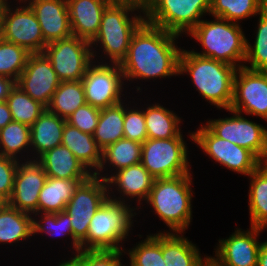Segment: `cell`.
<instances>
[{"label":"cell","instance_id":"35","mask_svg":"<svg viewBox=\"0 0 267 266\" xmlns=\"http://www.w3.org/2000/svg\"><path fill=\"white\" fill-rule=\"evenodd\" d=\"M0 155L17 158V154L31 147L30 126L17 121H11L0 129Z\"/></svg>","mask_w":267,"mask_h":266},{"label":"cell","instance_id":"44","mask_svg":"<svg viewBox=\"0 0 267 266\" xmlns=\"http://www.w3.org/2000/svg\"><path fill=\"white\" fill-rule=\"evenodd\" d=\"M154 0H109L112 5L129 6L135 10H141L145 15L150 9Z\"/></svg>","mask_w":267,"mask_h":266},{"label":"cell","instance_id":"1","mask_svg":"<svg viewBox=\"0 0 267 266\" xmlns=\"http://www.w3.org/2000/svg\"><path fill=\"white\" fill-rule=\"evenodd\" d=\"M180 35L144 22L133 34L126 57L119 64L125 80L179 75Z\"/></svg>","mask_w":267,"mask_h":266},{"label":"cell","instance_id":"7","mask_svg":"<svg viewBox=\"0 0 267 266\" xmlns=\"http://www.w3.org/2000/svg\"><path fill=\"white\" fill-rule=\"evenodd\" d=\"M210 14V0H154L144 15L145 22L166 31L187 34Z\"/></svg>","mask_w":267,"mask_h":266},{"label":"cell","instance_id":"24","mask_svg":"<svg viewBox=\"0 0 267 266\" xmlns=\"http://www.w3.org/2000/svg\"><path fill=\"white\" fill-rule=\"evenodd\" d=\"M62 145L66 146L75 157L81 161L89 171L100 175L98 172L102 163V149L97 145L93 135L84 133L76 127L65 123L62 134ZM97 170V171H96Z\"/></svg>","mask_w":267,"mask_h":266},{"label":"cell","instance_id":"28","mask_svg":"<svg viewBox=\"0 0 267 266\" xmlns=\"http://www.w3.org/2000/svg\"><path fill=\"white\" fill-rule=\"evenodd\" d=\"M7 202L0 208V243H15L33 235V217Z\"/></svg>","mask_w":267,"mask_h":266},{"label":"cell","instance_id":"49","mask_svg":"<svg viewBox=\"0 0 267 266\" xmlns=\"http://www.w3.org/2000/svg\"><path fill=\"white\" fill-rule=\"evenodd\" d=\"M4 10V0H0V39H2V17Z\"/></svg>","mask_w":267,"mask_h":266},{"label":"cell","instance_id":"36","mask_svg":"<svg viewBox=\"0 0 267 266\" xmlns=\"http://www.w3.org/2000/svg\"><path fill=\"white\" fill-rule=\"evenodd\" d=\"M127 253L131 266H166L162 254V233L147 235L146 239Z\"/></svg>","mask_w":267,"mask_h":266},{"label":"cell","instance_id":"38","mask_svg":"<svg viewBox=\"0 0 267 266\" xmlns=\"http://www.w3.org/2000/svg\"><path fill=\"white\" fill-rule=\"evenodd\" d=\"M254 45L246 40V57L244 62H249L250 67L245 68L256 71H267V11L260 14Z\"/></svg>","mask_w":267,"mask_h":266},{"label":"cell","instance_id":"14","mask_svg":"<svg viewBox=\"0 0 267 266\" xmlns=\"http://www.w3.org/2000/svg\"><path fill=\"white\" fill-rule=\"evenodd\" d=\"M9 7L8 1L4 0L2 39L25 48L31 54L43 53L47 43L32 9L27 5L11 11Z\"/></svg>","mask_w":267,"mask_h":266},{"label":"cell","instance_id":"11","mask_svg":"<svg viewBox=\"0 0 267 266\" xmlns=\"http://www.w3.org/2000/svg\"><path fill=\"white\" fill-rule=\"evenodd\" d=\"M190 138L216 162L237 173L249 176L262 164L251 151L216 136L206 124L191 132Z\"/></svg>","mask_w":267,"mask_h":266},{"label":"cell","instance_id":"43","mask_svg":"<svg viewBox=\"0 0 267 266\" xmlns=\"http://www.w3.org/2000/svg\"><path fill=\"white\" fill-rule=\"evenodd\" d=\"M124 250H85V266H120Z\"/></svg>","mask_w":267,"mask_h":266},{"label":"cell","instance_id":"16","mask_svg":"<svg viewBox=\"0 0 267 266\" xmlns=\"http://www.w3.org/2000/svg\"><path fill=\"white\" fill-rule=\"evenodd\" d=\"M263 228L251 226L249 230L236 229L229 238L219 240L214 257H209V266H257L262 242L257 240Z\"/></svg>","mask_w":267,"mask_h":266},{"label":"cell","instance_id":"26","mask_svg":"<svg viewBox=\"0 0 267 266\" xmlns=\"http://www.w3.org/2000/svg\"><path fill=\"white\" fill-rule=\"evenodd\" d=\"M87 179H58L47 177L39 194L37 213H59L65 211L78 185Z\"/></svg>","mask_w":267,"mask_h":266},{"label":"cell","instance_id":"18","mask_svg":"<svg viewBox=\"0 0 267 266\" xmlns=\"http://www.w3.org/2000/svg\"><path fill=\"white\" fill-rule=\"evenodd\" d=\"M47 179L42 165L35 159L18 163L13 193L7 203L28 214L37 213L39 194Z\"/></svg>","mask_w":267,"mask_h":266},{"label":"cell","instance_id":"37","mask_svg":"<svg viewBox=\"0 0 267 266\" xmlns=\"http://www.w3.org/2000/svg\"><path fill=\"white\" fill-rule=\"evenodd\" d=\"M30 54L25 48L0 39V75L17 82Z\"/></svg>","mask_w":267,"mask_h":266},{"label":"cell","instance_id":"46","mask_svg":"<svg viewBox=\"0 0 267 266\" xmlns=\"http://www.w3.org/2000/svg\"><path fill=\"white\" fill-rule=\"evenodd\" d=\"M12 121L10 109L6 101H0V129Z\"/></svg>","mask_w":267,"mask_h":266},{"label":"cell","instance_id":"31","mask_svg":"<svg viewBox=\"0 0 267 266\" xmlns=\"http://www.w3.org/2000/svg\"><path fill=\"white\" fill-rule=\"evenodd\" d=\"M86 103L81 81H61L46 109L66 120L77 108Z\"/></svg>","mask_w":267,"mask_h":266},{"label":"cell","instance_id":"10","mask_svg":"<svg viewBox=\"0 0 267 266\" xmlns=\"http://www.w3.org/2000/svg\"><path fill=\"white\" fill-rule=\"evenodd\" d=\"M89 41L70 36L45 46L43 53L51 61L60 81H81L96 54Z\"/></svg>","mask_w":267,"mask_h":266},{"label":"cell","instance_id":"32","mask_svg":"<svg viewBox=\"0 0 267 266\" xmlns=\"http://www.w3.org/2000/svg\"><path fill=\"white\" fill-rule=\"evenodd\" d=\"M266 0H210V14L235 23L260 14Z\"/></svg>","mask_w":267,"mask_h":266},{"label":"cell","instance_id":"15","mask_svg":"<svg viewBox=\"0 0 267 266\" xmlns=\"http://www.w3.org/2000/svg\"><path fill=\"white\" fill-rule=\"evenodd\" d=\"M230 110L238 113L243 111L267 121V71L238 67Z\"/></svg>","mask_w":267,"mask_h":266},{"label":"cell","instance_id":"40","mask_svg":"<svg viewBox=\"0 0 267 266\" xmlns=\"http://www.w3.org/2000/svg\"><path fill=\"white\" fill-rule=\"evenodd\" d=\"M100 110V108L86 103L77 108L66 119V122L84 133L93 135L98 125Z\"/></svg>","mask_w":267,"mask_h":266},{"label":"cell","instance_id":"2","mask_svg":"<svg viewBox=\"0 0 267 266\" xmlns=\"http://www.w3.org/2000/svg\"><path fill=\"white\" fill-rule=\"evenodd\" d=\"M238 68L182 49L179 74L189 73L198 92L217 108L230 110Z\"/></svg>","mask_w":267,"mask_h":266},{"label":"cell","instance_id":"50","mask_svg":"<svg viewBox=\"0 0 267 266\" xmlns=\"http://www.w3.org/2000/svg\"><path fill=\"white\" fill-rule=\"evenodd\" d=\"M6 202L0 197V208L5 204Z\"/></svg>","mask_w":267,"mask_h":266},{"label":"cell","instance_id":"13","mask_svg":"<svg viewBox=\"0 0 267 266\" xmlns=\"http://www.w3.org/2000/svg\"><path fill=\"white\" fill-rule=\"evenodd\" d=\"M92 64L93 62L87 67L81 80L86 102L100 109L122 102L121 92L125 79L120 65L100 62L99 65Z\"/></svg>","mask_w":267,"mask_h":266},{"label":"cell","instance_id":"9","mask_svg":"<svg viewBox=\"0 0 267 266\" xmlns=\"http://www.w3.org/2000/svg\"><path fill=\"white\" fill-rule=\"evenodd\" d=\"M109 192L107 181L93 174L78 185L66 204L65 211L70 216L73 242L79 247L87 237L91 218L109 197Z\"/></svg>","mask_w":267,"mask_h":266},{"label":"cell","instance_id":"39","mask_svg":"<svg viewBox=\"0 0 267 266\" xmlns=\"http://www.w3.org/2000/svg\"><path fill=\"white\" fill-rule=\"evenodd\" d=\"M43 214L41 215L40 221H37V218H33V234L35 235L37 233L39 234L41 232H46L45 234H50L52 236L55 235L59 237L68 234V236L70 235L72 238V245L77 254L80 251V247L73 242V231L69 214L66 211Z\"/></svg>","mask_w":267,"mask_h":266},{"label":"cell","instance_id":"3","mask_svg":"<svg viewBox=\"0 0 267 266\" xmlns=\"http://www.w3.org/2000/svg\"><path fill=\"white\" fill-rule=\"evenodd\" d=\"M191 180V174L156 178L146 200L172 232L182 234L191 222Z\"/></svg>","mask_w":267,"mask_h":266},{"label":"cell","instance_id":"21","mask_svg":"<svg viewBox=\"0 0 267 266\" xmlns=\"http://www.w3.org/2000/svg\"><path fill=\"white\" fill-rule=\"evenodd\" d=\"M37 161L47 177L58 179H88L93 173L64 145H58L42 154Z\"/></svg>","mask_w":267,"mask_h":266},{"label":"cell","instance_id":"33","mask_svg":"<svg viewBox=\"0 0 267 266\" xmlns=\"http://www.w3.org/2000/svg\"><path fill=\"white\" fill-rule=\"evenodd\" d=\"M142 144L126 138L119 139L102 150V163L98 171L104 169L108 162L115 167V171L141 162Z\"/></svg>","mask_w":267,"mask_h":266},{"label":"cell","instance_id":"25","mask_svg":"<svg viewBox=\"0 0 267 266\" xmlns=\"http://www.w3.org/2000/svg\"><path fill=\"white\" fill-rule=\"evenodd\" d=\"M65 123V119L45 109L30 126V142L37 154L36 160L46 151L61 145Z\"/></svg>","mask_w":267,"mask_h":266},{"label":"cell","instance_id":"4","mask_svg":"<svg viewBox=\"0 0 267 266\" xmlns=\"http://www.w3.org/2000/svg\"><path fill=\"white\" fill-rule=\"evenodd\" d=\"M215 21L201 20L190 32L191 37L199 41L203 51L196 55L214 59L231 66L243 67L237 64L245 61L246 37L238 23L214 17ZM237 64V65H236Z\"/></svg>","mask_w":267,"mask_h":266},{"label":"cell","instance_id":"12","mask_svg":"<svg viewBox=\"0 0 267 266\" xmlns=\"http://www.w3.org/2000/svg\"><path fill=\"white\" fill-rule=\"evenodd\" d=\"M234 116L209 120L207 127L218 137L251 151L262 163H267V129L241 113L227 110Z\"/></svg>","mask_w":267,"mask_h":266},{"label":"cell","instance_id":"48","mask_svg":"<svg viewBox=\"0 0 267 266\" xmlns=\"http://www.w3.org/2000/svg\"><path fill=\"white\" fill-rule=\"evenodd\" d=\"M257 266H267V241L262 242L261 244Z\"/></svg>","mask_w":267,"mask_h":266},{"label":"cell","instance_id":"30","mask_svg":"<svg viewBox=\"0 0 267 266\" xmlns=\"http://www.w3.org/2000/svg\"><path fill=\"white\" fill-rule=\"evenodd\" d=\"M124 103L100 110L98 125L93 134L97 145L104 150L108 145L124 138Z\"/></svg>","mask_w":267,"mask_h":266},{"label":"cell","instance_id":"23","mask_svg":"<svg viewBox=\"0 0 267 266\" xmlns=\"http://www.w3.org/2000/svg\"><path fill=\"white\" fill-rule=\"evenodd\" d=\"M178 234L171 231L162 233V254L166 266H209V256L202 259L196 244Z\"/></svg>","mask_w":267,"mask_h":266},{"label":"cell","instance_id":"47","mask_svg":"<svg viewBox=\"0 0 267 266\" xmlns=\"http://www.w3.org/2000/svg\"><path fill=\"white\" fill-rule=\"evenodd\" d=\"M58 266H85V250H80L69 261L62 262Z\"/></svg>","mask_w":267,"mask_h":266},{"label":"cell","instance_id":"22","mask_svg":"<svg viewBox=\"0 0 267 266\" xmlns=\"http://www.w3.org/2000/svg\"><path fill=\"white\" fill-rule=\"evenodd\" d=\"M101 176L99 177L107 181L109 189L112 188L111 184L116 185V188L118 186L117 190L119 189L118 191L123 194L122 196L137 198L139 205L143 199L144 201L148 199L155 180L141 163L123 168L117 171L116 175L111 174L110 177H107L108 175Z\"/></svg>","mask_w":267,"mask_h":266},{"label":"cell","instance_id":"27","mask_svg":"<svg viewBox=\"0 0 267 266\" xmlns=\"http://www.w3.org/2000/svg\"><path fill=\"white\" fill-rule=\"evenodd\" d=\"M144 117L148 139L183 137L179 128L181 118L159 103L148 106Z\"/></svg>","mask_w":267,"mask_h":266},{"label":"cell","instance_id":"45","mask_svg":"<svg viewBox=\"0 0 267 266\" xmlns=\"http://www.w3.org/2000/svg\"><path fill=\"white\" fill-rule=\"evenodd\" d=\"M15 85V80L0 75V101H6V98L10 95Z\"/></svg>","mask_w":267,"mask_h":266},{"label":"cell","instance_id":"34","mask_svg":"<svg viewBox=\"0 0 267 266\" xmlns=\"http://www.w3.org/2000/svg\"><path fill=\"white\" fill-rule=\"evenodd\" d=\"M12 120L31 126L43 113L46 107L39 101L32 99L19 86L11 90L6 98Z\"/></svg>","mask_w":267,"mask_h":266},{"label":"cell","instance_id":"5","mask_svg":"<svg viewBox=\"0 0 267 266\" xmlns=\"http://www.w3.org/2000/svg\"><path fill=\"white\" fill-rule=\"evenodd\" d=\"M119 198V200H118ZM109 197L91 218L86 239L80 250H122L119 243L127 238L132 226L133 209L124 198ZM121 199V200H120ZM85 247V248H84Z\"/></svg>","mask_w":267,"mask_h":266},{"label":"cell","instance_id":"8","mask_svg":"<svg viewBox=\"0 0 267 266\" xmlns=\"http://www.w3.org/2000/svg\"><path fill=\"white\" fill-rule=\"evenodd\" d=\"M183 137L146 139L141 147V164L156 178L191 174Z\"/></svg>","mask_w":267,"mask_h":266},{"label":"cell","instance_id":"20","mask_svg":"<svg viewBox=\"0 0 267 266\" xmlns=\"http://www.w3.org/2000/svg\"><path fill=\"white\" fill-rule=\"evenodd\" d=\"M73 36L91 42L97 35L109 0H66Z\"/></svg>","mask_w":267,"mask_h":266},{"label":"cell","instance_id":"29","mask_svg":"<svg viewBox=\"0 0 267 266\" xmlns=\"http://www.w3.org/2000/svg\"><path fill=\"white\" fill-rule=\"evenodd\" d=\"M249 213L250 224L267 228V163H262L250 175Z\"/></svg>","mask_w":267,"mask_h":266},{"label":"cell","instance_id":"41","mask_svg":"<svg viewBox=\"0 0 267 266\" xmlns=\"http://www.w3.org/2000/svg\"><path fill=\"white\" fill-rule=\"evenodd\" d=\"M124 138L141 144L148 139L143 110L124 106Z\"/></svg>","mask_w":267,"mask_h":266},{"label":"cell","instance_id":"6","mask_svg":"<svg viewBox=\"0 0 267 266\" xmlns=\"http://www.w3.org/2000/svg\"><path fill=\"white\" fill-rule=\"evenodd\" d=\"M134 10L129 6L110 4L102 15L97 35L90 42L92 49L93 44L100 43L111 63L120 64L126 57L133 34L145 22L141 13L134 17L129 15Z\"/></svg>","mask_w":267,"mask_h":266},{"label":"cell","instance_id":"42","mask_svg":"<svg viewBox=\"0 0 267 266\" xmlns=\"http://www.w3.org/2000/svg\"><path fill=\"white\" fill-rule=\"evenodd\" d=\"M19 160L0 155V197L7 202L14 187V178Z\"/></svg>","mask_w":267,"mask_h":266},{"label":"cell","instance_id":"17","mask_svg":"<svg viewBox=\"0 0 267 266\" xmlns=\"http://www.w3.org/2000/svg\"><path fill=\"white\" fill-rule=\"evenodd\" d=\"M51 61L44 53L30 54L16 85L47 107L60 84Z\"/></svg>","mask_w":267,"mask_h":266},{"label":"cell","instance_id":"19","mask_svg":"<svg viewBox=\"0 0 267 266\" xmlns=\"http://www.w3.org/2000/svg\"><path fill=\"white\" fill-rule=\"evenodd\" d=\"M27 3L41 26L44 41L48 44L72 36L66 0H19Z\"/></svg>","mask_w":267,"mask_h":266}]
</instances>
